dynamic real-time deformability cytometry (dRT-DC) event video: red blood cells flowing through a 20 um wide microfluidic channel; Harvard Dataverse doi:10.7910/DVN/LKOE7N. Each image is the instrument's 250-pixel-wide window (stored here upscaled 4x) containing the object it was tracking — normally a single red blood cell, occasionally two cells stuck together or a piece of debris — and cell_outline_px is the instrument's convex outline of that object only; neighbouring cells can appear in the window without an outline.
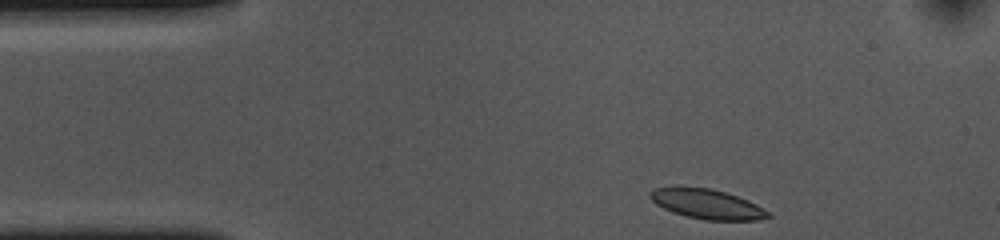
{"species": "common noctule bat (a hibernating species)", "species_latin": "Nyctalus noctula", "temperature_condition": "cold", "stored_images_in_passage": 36, "camera_frame_rate_fps": 3000, "um_per_image_px": 0.085, "animal": {"sex": "female", "body_mass_g": 10.0, "forearm_length_mm": 53.1}, "frame": {"image": 1, "passage_image": 1, "time_ms": 0.0, "image_size_px": [1000, 240], "cell_outline_px": [[772, 216], [756, 220], [704, 220], [672, 212], [656, 204], [648, 196], [648, 192], [652, 188], [672, 184], [680, 184], [708, 188], [724, 192], [748, 200], [764, 208]], "centroid_in_image_um": [59.99, 17.29], "position_along_channel_um": 25.0, "area_um2": 20.98}}
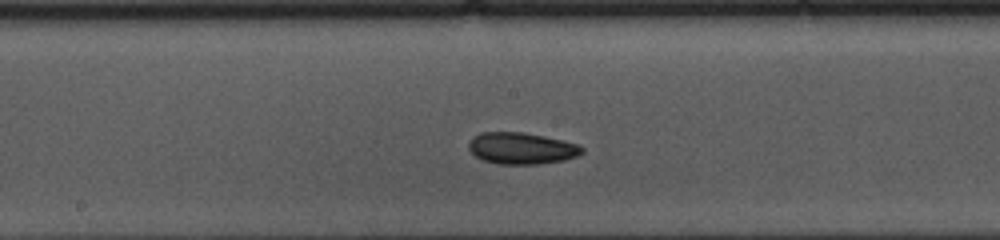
{"frame": {"image": 2, "passage_image": 20, "time_ms": 6.333, "image_size_px": [1000, 240], "cell_outline_px": [[584, 152], [576, 156], [564, 160], [540, 164], [500, 164], [484, 160], [476, 156], [468, 148], [468, 144], [472, 136], [480, 132], [524, 132], [544, 136], [580, 144], [584, 148]], "centroid_in_image_um": [44.34, 12.6], "position_along_channel_um": 203.9, "area_um2": 20.98}}
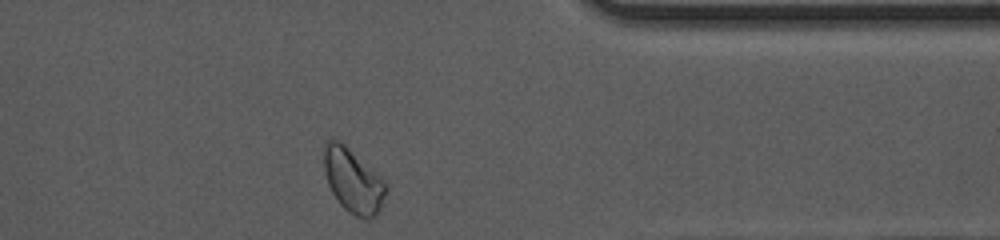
{"frame": {"image": 3, "passage_image": 36, "time_ms": 11.667, "image_size_px": [1000, 240], "cell_outline_px": [[388, 188], [380, 208], [376, 216], [356, 216], [348, 212], [340, 204], [332, 192], [328, 184], [324, 172], [324, 140], [340, 140], [380, 176], [384, 180]], "centroid_in_image_um": [29.99, 15.33], "position_along_channel_um": 381.4, "area_um2": 22.89}, "authors_computed_cell_mechanics": {"area_um2": 20.3745, "velocity_mm_per_s": 3.6314, "shape_relaxation_time_tau1_ms": 5.7595, "shape_relaxation_time_tau2_ms": 6.9005, "deformation_change_tau1": 0.1156, "deformation_change_tau2": 0.0914}}